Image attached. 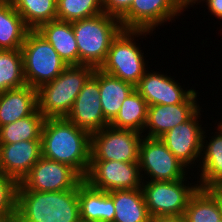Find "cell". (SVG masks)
Masks as SVG:
<instances>
[{"instance_id":"17","label":"cell","mask_w":222,"mask_h":222,"mask_svg":"<svg viewBox=\"0 0 222 222\" xmlns=\"http://www.w3.org/2000/svg\"><path fill=\"white\" fill-rule=\"evenodd\" d=\"M42 157L41 140L0 144L1 172L18 183L29 174L32 166Z\"/></svg>"},{"instance_id":"10","label":"cell","mask_w":222,"mask_h":222,"mask_svg":"<svg viewBox=\"0 0 222 222\" xmlns=\"http://www.w3.org/2000/svg\"><path fill=\"white\" fill-rule=\"evenodd\" d=\"M84 178L71 166L41 157L17 191L59 192L78 189Z\"/></svg>"},{"instance_id":"33","label":"cell","mask_w":222,"mask_h":222,"mask_svg":"<svg viewBox=\"0 0 222 222\" xmlns=\"http://www.w3.org/2000/svg\"><path fill=\"white\" fill-rule=\"evenodd\" d=\"M205 4L207 6L206 9L211 13L210 15L217 17L218 20H222V0H206Z\"/></svg>"},{"instance_id":"36","label":"cell","mask_w":222,"mask_h":222,"mask_svg":"<svg viewBox=\"0 0 222 222\" xmlns=\"http://www.w3.org/2000/svg\"><path fill=\"white\" fill-rule=\"evenodd\" d=\"M216 190L222 195V183L216 188Z\"/></svg>"},{"instance_id":"23","label":"cell","mask_w":222,"mask_h":222,"mask_svg":"<svg viewBox=\"0 0 222 222\" xmlns=\"http://www.w3.org/2000/svg\"><path fill=\"white\" fill-rule=\"evenodd\" d=\"M135 87L99 69L100 101L104 118L110 123L118 114L124 100Z\"/></svg>"},{"instance_id":"11","label":"cell","mask_w":222,"mask_h":222,"mask_svg":"<svg viewBox=\"0 0 222 222\" xmlns=\"http://www.w3.org/2000/svg\"><path fill=\"white\" fill-rule=\"evenodd\" d=\"M182 13L180 0H133L119 20L122 29L153 32L166 22L176 21Z\"/></svg>"},{"instance_id":"13","label":"cell","mask_w":222,"mask_h":222,"mask_svg":"<svg viewBox=\"0 0 222 222\" xmlns=\"http://www.w3.org/2000/svg\"><path fill=\"white\" fill-rule=\"evenodd\" d=\"M201 109L202 107L188 121L175 126L159 137L174 156L187 169H192L191 171L194 170V166H197L195 168L198 169L197 163L200 161L203 133L207 128L202 127L201 112L205 111H201Z\"/></svg>"},{"instance_id":"4","label":"cell","mask_w":222,"mask_h":222,"mask_svg":"<svg viewBox=\"0 0 222 222\" xmlns=\"http://www.w3.org/2000/svg\"><path fill=\"white\" fill-rule=\"evenodd\" d=\"M72 28L78 46L79 65H88L95 69L103 64L112 40L122 30L119 18L105 12L74 21Z\"/></svg>"},{"instance_id":"37","label":"cell","mask_w":222,"mask_h":222,"mask_svg":"<svg viewBox=\"0 0 222 222\" xmlns=\"http://www.w3.org/2000/svg\"><path fill=\"white\" fill-rule=\"evenodd\" d=\"M0 222H16V219H11V220H0Z\"/></svg>"},{"instance_id":"28","label":"cell","mask_w":222,"mask_h":222,"mask_svg":"<svg viewBox=\"0 0 222 222\" xmlns=\"http://www.w3.org/2000/svg\"><path fill=\"white\" fill-rule=\"evenodd\" d=\"M11 3L31 30L57 20V0H11Z\"/></svg>"},{"instance_id":"26","label":"cell","mask_w":222,"mask_h":222,"mask_svg":"<svg viewBox=\"0 0 222 222\" xmlns=\"http://www.w3.org/2000/svg\"><path fill=\"white\" fill-rule=\"evenodd\" d=\"M147 102L134 89L124 100L116 117L109 123L118 129L134 130L143 134L147 120Z\"/></svg>"},{"instance_id":"18","label":"cell","mask_w":222,"mask_h":222,"mask_svg":"<svg viewBox=\"0 0 222 222\" xmlns=\"http://www.w3.org/2000/svg\"><path fill=\"white\" fill-rule=\"evenodd\" d=\"M215 129L216 131L211 133L213 136L208 134L210 129H205L203 133L201 156L198 163L200 169H197L196 173V175L199 174L196 176L199 188L216 189L222 183V125L218 122Z\"/></svg>"},{"instance_id":"9","label":"cell","mask_w":222,"mask_h":222,"mask_svg":"<svg viewBox=\"0 0 222 222\" xmlns=\"http://www.w3.org/2000/svg\"><path fill=\"white\" fill-rule=\"evenodd\" d=\"M143 134L110 125L91 134L90 161L139 163Z\"/></svg>"},{"instance_id":"32","label":"cell","mask_w":222,"mask_h":222,"mask_svg":"<svg viewBox=\"0 0 222 222\" xmlns=\"http://www.w3.org/2000/svg\"><path fill=\"white\" fill-rule=\"evenodd\" d=\"M133 0H102L103 10L107 15L121 18L130 8Z\"/></svg>"},{"instance_id":"31","label":"cell","mask_w":222,"mask_h":222,"mask_svg":"<svg viewBox=\"0 0 222 222\" xmlns=\"http://www.w3.org/2000/svg\"><path fill=\"white\" fill-rule=\"evenodd\" d=\"M18 185L14 178L0 175V220L16 219Z\"/></svg>"},{"instance_id":"6","label":"cell","mask_w":222,"mask_h":222,"mask_svg":"<svg viewBox=\"0 0 222 222\" xmlns=\"http://www.w3.org/2000/svg\"><path fill=\"white\" fill-rule=\"evenodd\" d=\"M27 85L38 89L53 81L68 66L37 30H30L21 47Z\"/></svg>"},{"instance_id":"3","label":"cell","mask_w":222,"mask_h":222,"mask_svg":"<svg viewBox=\"0 0 222 222\" xmlns=\"http://www.w3.org/2000/svg\"><path fill=\"white\" fill-rule=\"evenodd\" d=\"M94 67L69 65L53 81L37 89L38 110L46 118H66Z\"/></svg>"},{"instance_id":"30","label":"cell","mask_w":222,"mask_h":222,"mask_svg":"<svg viewBox=\"0 0 222 222\" xmlns=\"http://www.w3.org/2000/svg\"><path fill=\"white\" fill-rule=\"evenodd\" d=\"M102 0H57V20L74 22L103 13Z\"/></svg>"},{"instance_id":"5","label":"cell","mask_w":222,"mask_h":222,"mask_svg":"<svg viewBox=\"0 0 222 222\" xmlns=\"http://www.w3.org/2000/svg\"><path fill=\"white\" fill-rule=\"evenodd\" d=\"M150 34L153 32L122 29L112 40L106 59L99 69L135 87L150 68L147 66L150 62L145 58L141 44L136 41L139 37L144 39Z\"/></svg>"},{"instance_id":"20","label":"cell","mask_w":222,"mask_h":222,"mask_svg":"<svg viewBox=\"0 0 222 222\" xmlns=\"http://www.w3.org/2000/svg\"><path fill=\"white\" fill-rule=\"evenodd\" d=\"M78 200L81 220L114 221L113 191L97 190L83 181L78 186Z\"/></svg>"},{"instance_id":"35","label":"cell","mask_w":222,"mask_h":222,"mask_svg":"<svg viewBox=\"0 0 222 222\" xmlns=\"http://www.w3.org/2000/svg\"><path fill=\"white\" fill-rule=\"evenodd\" d=\"M206 0H180V6H181V10L184 13V11H188V9H190L189 7H193L195 4L196 5H200L201 2H205Z\"/></svg>"},{"instance_id":"24","label":"cell","mask_w":222,"mask_h":222,"mask_svg":"<svg viewBox=\"0 0 222 222\" xmlns=\"http://www.w3.org/2000/svg\"><path fill=\"white\" fill-rule=\"evenodd\" d=\"M30 30L11 1H0V50L21 49Z\"/></svg>"},{"instance_id":"22","label":"cell","mask_w":222,"mask_h":222,"mask_svg":"<svg viewBox=\"0 0 222 222\" xmlns=\"http://www.w3.org/2000/svg\"><path fill=\"white\" fill-rule=\"evenodd\" d=\"M183 217L185 222H222V195L216 189L198 188Z\"/></svg>"},{"instance_id":"34","label":"cell","mask_w":222,"mask_h":222,"mask_svg":"<svg viewBox=\"0 0 222 222\" xmlns=\"http://www.w3.org/2000/svg\"><path fill=\"white\" fill-rule=\"evenodd\" d=\"M148 222H185L183 216H153Z\"/></svg>"},{"instance_id":"1","label":"cell","mask_w":222,"mask_h":222,"mask_svg":"<svg viewBox=\"0 0 222 222\" xmlns=\"http://www.w3.org/2000/svg\"><path fill=\"white\" fill-rule=\"evenodd\" d=\"M42 156L75 169L83 178L90 165L91 134L66 118L45 119Z\"/></svg>"},{"instance_id":"27","label":"cell","mask_w":222,"mask_h":222,"mask_svg":"<svg viewBox=\"0 0 222 222\" xmlns=\"http://www.w3.org/2000/svg\"><path fill=\"white\" fill-rule=\"evenodd\" d=\"M45 117L37 109L32 115L0 127V144L41 140Z\"/></svg>"},{"instance_id":"21","label":"cell","mask_w":222,"mask_h":222,"mask_svg":"<svg viewBox=\"0 0 222 222\" xmlns=\"http://www.w3.org/2000/svg\"><path fill=\"white\" fill-rule=\"evenodd\" d=\"M69 65H79L78 46L72 22L54 20L41 24L36 29Z\"/></svg>"},{"instance_id":"14","label":"cell","mask_w":222,"mask_h":222,"mask_svg":"<svg viewBox=\"0 0 222 222\" xmlns=\"http://www.w3.org/2000/svg\"><path fill=\"white\" fill-rule=\"evenodd\" d=\"M66 119L90 134L109 125L104 118L99 90V68L87 80L75 99Z\"/></svg>"},{"instance_id":"29","label":"cell","mask_w":222,"mask_h":222,"mask_svg":"<svg viewBox=\"0 0 222 222\" xmlns=\"http://www.w3.org/2000/svg\"><path fill=\"white\" fill-rule=\"evenodd\" d=\"M27 85L21 49L0 50V94Z\"/></svg>"},{"instance_id":"39","label":"cell","mask_w":222,"mask_h":222,"mask_svg":"<svg viewBox=\"0 0 222 222\" xmlns=\"http://www.w3.org/2000/svg\"><path fill=\"white\" fill-rule=\"evenodd\" d=\"M77 222H85L84 220L79 219Z\"/></svg>"},{"instance_id":"38","label":"cell","mask_w":222,"mask_h":222,"mask_svg":"<svg viewBox=\"0 0 222 222\" xmlns=\"http://www.w3.org/2000/svg\"><path fill=\"white\" fill-rule=\"evenodd\" d=\"M85 222H105V221H101V220L88 221V220H85Z\"/></svg>"},{"instance_id":"7","label":"cell","mask_w":222,"mask_h":222,"mask_svg":"<svg viewBox=\"0 0 222 222\" xmlns=\"http://www.w3.org/2000/svg\"><path fill=\"white\" fill-rule=\"evenodd\" d=\"M188 179L191 176L174 181H143L141 189L150 217L184 216L190 198L199 188L198 182L192 179L190 183Z\"/></svg>"},{"instance_id":"25","label":"cell","mask_w":222,"mask_h":222,"mask_svg":"<svg viewBox=\"0 0 222 222\" xmlns=\"http://www.w3.org/2000/svg\"><path fill=\"white\" fill-rule=\"evenodd\" d=\"M113 222H148L150 215L141 188L113 191Z\"/></svg>"},{"instance_id":"15","label":"cell","mask_w":222,"mask_h":222,"mask_svg":"<svg viewBox=\"0 0 222 222\" xmlns=\"http://www.w3.org/2000/svg\"><path fill=\"white\" fill-rule=\"evenodd\" d=\"M197 96L199 97L198 90H194L180 104L148 106L143 136L159 138L175 126L188 121L202 107Z\"/></svg>"},{"instance_id":"8","label":"cell","mask_w":222,"mask_h":222,"mask_svg":"<svg viewBox=\"0 0 222 222\" xmlns=\"http://www.w3.org/2000/svg\"><path fill=\"white\" fill-rule=\"evenodd\" d=\"M139 168L143 181H174L194 175L161 139L146 136L140 142Z\"/></svg>"},{"instance_id":"12","label":"cell","mask_w":222,"mask_h":222,"mask_svg":"<svg viewBox=\"0 0 222 222\" xmlns=\"http://www.w3.org/2000/svg\"><path fill=\"white\" fill-rule=\"evenodd\" d=\"M84 181L105 192L138 189L142 186L139 163L90 161Z\"/></svg>"},{"instance_id":"19","label":"cell","mask_w":222,"mask_h":222,"mask_svg":"<svg viewBox=\"0 0 222 222\" xmlns=\"http://www.w3.org/2000/svg\"><path fill=\"white\" fill-rule=\"evenodd\" d=\"M38 109L37 89L25 85L0 94V127L32 115Z\"/></svg>"},{"instance_id":"2","label":"cell","mask_w":222,"mask_h":222,"mask_svg":"<svg viewBox=\"0 0 222 222\" xmlns=\"http://www.w3.org/2000/svg\"><path fill=\"white\" fill-rule=\"evenodd\" d=\"M79 219L78 189L17 191L16 222H77Z\"/></svg>"},{"instance_id":"16","label":"cell","mask_w":222,"mask_h":222,"mask_svg":"<svg viewBox=\"0 0 222 222\" xmlns=\"http://www.w3.org/2000/svg\"><path fill=\"white\" fill-rule=\"evenodd\" d=\"M150 71L148 69L135 86L148 106L180 104L195 90L184 88L167 73Z\"/></svg>"}]
</instances>
